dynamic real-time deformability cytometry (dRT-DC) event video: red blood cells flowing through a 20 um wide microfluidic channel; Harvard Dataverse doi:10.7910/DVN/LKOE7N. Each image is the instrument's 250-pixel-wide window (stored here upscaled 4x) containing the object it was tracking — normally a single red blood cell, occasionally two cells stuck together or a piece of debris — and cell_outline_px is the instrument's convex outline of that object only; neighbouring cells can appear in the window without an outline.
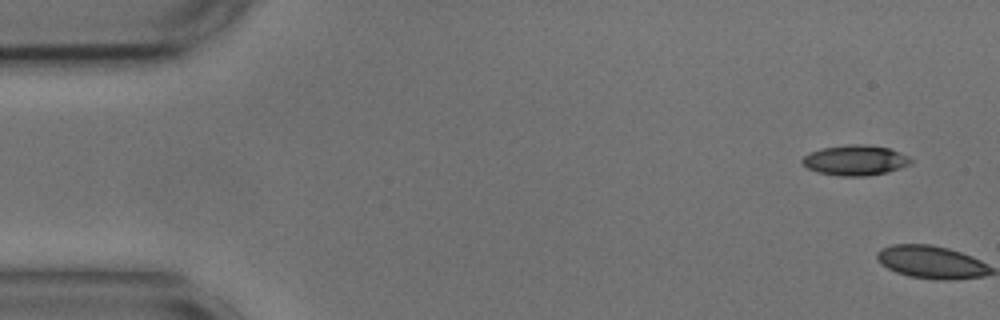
{"species": "common noctule bat (a hibernating species)", "species_latin": "Nyctalus noctula", "temperature_condition": "cold", "stored_images_in_passage": 2, "camera_frame_rate_fps": 3000, "um_per_image_px": 0.085, "animal": {"sex": "male", "body_mass_g": 17.9, "forearm_length_mm": 54.2}, "frame": {"image": 1, "passage_image": 1, "time_ms": 0.0, "image_size_px": [1000, 320], "cell_outline_px": [[912, 160], [908, 164], [900, 168], [888, 172], [864, 176], [840, 176], [816, 172], [808, 168], [800, 160], [808, 152], [824, 148], [848, 144], [860, 144], [888, 148], [908, 156]], "centroid_in_image_um": [72.65, 13.63], "position_along_channel_um": 12.3, "area_um2": 18.96}}